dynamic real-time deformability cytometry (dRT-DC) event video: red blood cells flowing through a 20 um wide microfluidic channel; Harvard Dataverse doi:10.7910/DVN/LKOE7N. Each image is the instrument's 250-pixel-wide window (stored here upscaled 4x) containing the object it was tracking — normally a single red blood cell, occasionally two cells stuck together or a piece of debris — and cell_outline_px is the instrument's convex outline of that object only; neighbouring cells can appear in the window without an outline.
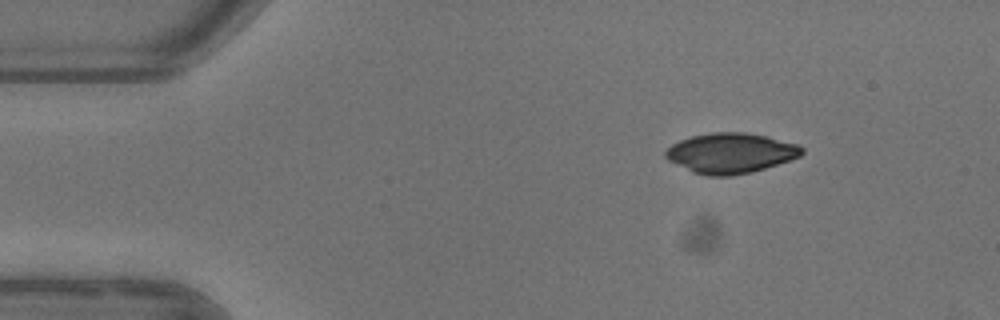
{"species": "common noctule bat (a hibernating species)", "species_latin": "Nyctalus noctula", "temperature_condition": "warm", "stored_images_in_passage": 2, "camera_frame_rate_fps": 3000, "um_per_image_px": 0.085, "animal": {"sex": "female"}, "frame": {"image": 1, "passage_image": 1, "time_ms": 0.0, "image_size_px": [1000, 320], "cell_outline_px": [[804, 152], [800, 156], [752, 172], [732, 176], [708, 176], [692, 172], [668, 160], [664, 156], [664, 152], [672, 144], [680, 140], [692, 136], [712, 132], [744, 132], [764, 136], [796, 144], [804, 148]], "centroid_in_image_um": [62.06, 13.02], "position_along_channel_um": 22.9, "area_um2": 31.67}}